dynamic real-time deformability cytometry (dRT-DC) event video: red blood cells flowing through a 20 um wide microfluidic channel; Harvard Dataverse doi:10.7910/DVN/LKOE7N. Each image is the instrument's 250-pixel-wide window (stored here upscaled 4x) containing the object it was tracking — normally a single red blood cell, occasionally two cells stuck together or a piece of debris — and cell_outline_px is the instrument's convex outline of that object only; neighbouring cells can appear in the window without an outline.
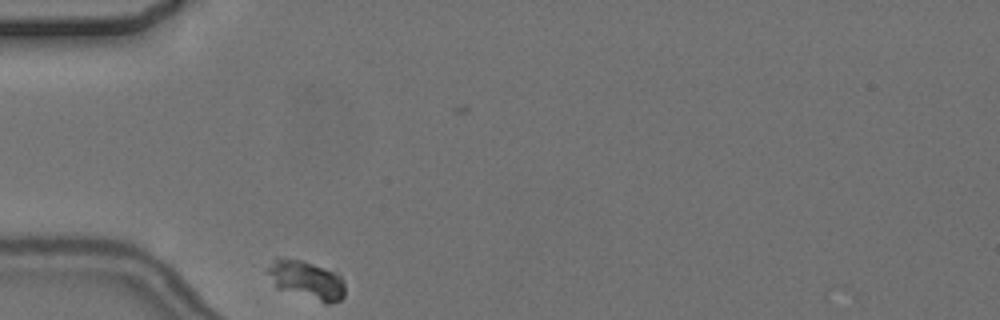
{"species": "common noctule bat (a hibernating species)", "species_latin": "Nyctalus noctula", "temperature_condition": "cold", "stored_images_in_passage": 1, "camera_frame_rate_fps": 3000, "um_per_image_px": 0.085, "animal": {"sex": "female", "body_mass_g": 24.6, "forearm_length_mm": 56.2}, "frame": {"image": 1, "passage_image": 1, "time_ms": 0.0, "image_size_px": [1000, 320], "cell_outline_px": [[344, 296], [340, 300], [328, 304], [324, 304], [276, 288], [268, 272], [268, 268], [272, 260], [276, 256], [300, 260], [336, 272], [344, 280]], "centroid_in_image_um": [26.06, 23.81], "position_along_channel_um": 58.9, "area_um2": 17.46}}